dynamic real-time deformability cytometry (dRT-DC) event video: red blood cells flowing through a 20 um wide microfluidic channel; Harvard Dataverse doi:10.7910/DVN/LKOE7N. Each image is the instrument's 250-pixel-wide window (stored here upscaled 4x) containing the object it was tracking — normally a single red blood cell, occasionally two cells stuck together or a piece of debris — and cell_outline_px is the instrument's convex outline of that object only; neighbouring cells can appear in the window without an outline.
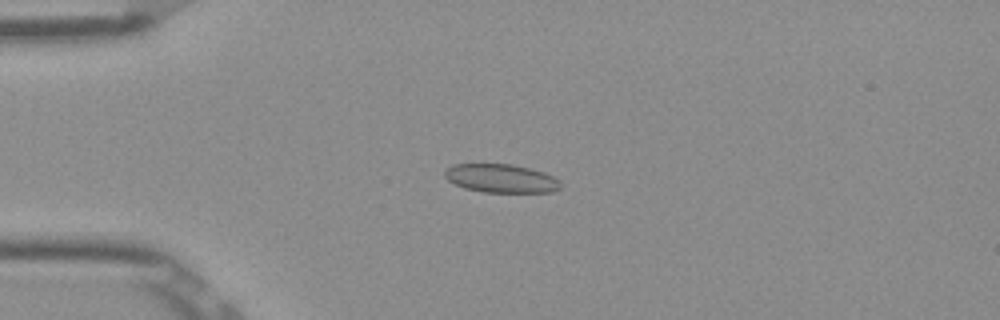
{"species": "Egyptian fruit bat (a non-hibernating species)", "species_latin": "Rousettus aegyptiacus", "temperature_condition": "room temperature", "stored_images_in_passage": 53, "camera_frame_rate_fps": 3000, "um_per_image_px": 0.085, "frame": {"image": 1, "passage_image": 14, "time_ms": 4.333, "image_size_px": [1000, 320], "cell_outline_px": [[560, 188], [552, 192], [484, 192], [464, 188], [448, 180], [444, 176], [444, 172], [452, 164], [512, 164], [544, 172], [560, 180]], "centroid_in_image_um": [42.59, 15.16], "position_along_channel_um": 42.4, "area_um2": 19.19}}
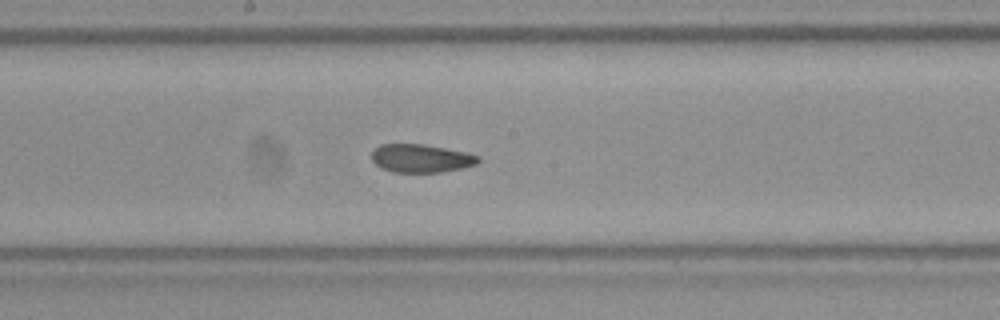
{"frame": {"image": 2, "passage_image": 29, "time_ms": 9.333, "image_size_px": [1000, 320], "cell_outline_px": [[480, 160], [476, 164], [460, 168], [440, 172], [392, 172], [376, 164], [372, 160], [372, 152], [380, 144], [424, 144], [464, 152], [480, 156]], "centroid_in_image_um": [35.78, 13.45], "position_along_channel_um": 212.4, "area_um2": 17.28}}
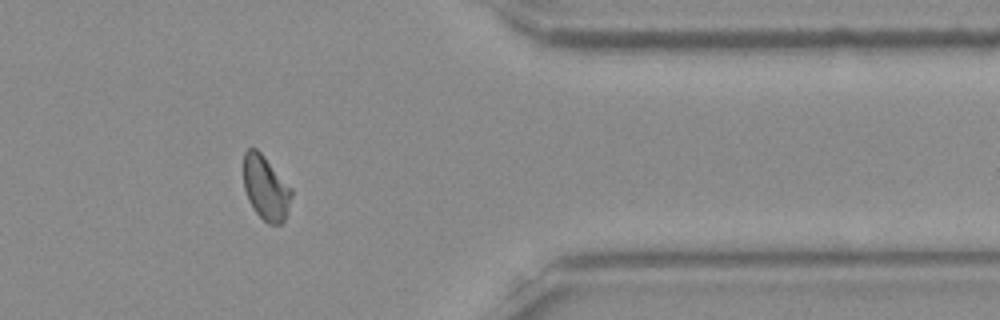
{"frame": {"image": 3, "passage_image": 44, "time_ms": 14.333, "image_size_px": [1000, 320], "cell_outline_px": [[292, 196], [284, 220], [280, 224], [268, 224], [256, 212], [248, 200], [244, 188], [244, 152], [248, 148], [256, 148], [264, 156], [292, 188]], "centroid_in_image_um": [22.59, 15.96], "position_along_channel_um": 388.8, "area_um2": 17.8}, "authors_computed_cell_mechanics": {"area_um2": 18.6116, "velocity_mm_per_s": 3.8864, "shape_relaxation_time_tau1_ms": null, "shape_relaxation_time_tau2_ms": 1.7711, "deformation_change_tau1": null, "deformation_change_tau2": 0.0507}}